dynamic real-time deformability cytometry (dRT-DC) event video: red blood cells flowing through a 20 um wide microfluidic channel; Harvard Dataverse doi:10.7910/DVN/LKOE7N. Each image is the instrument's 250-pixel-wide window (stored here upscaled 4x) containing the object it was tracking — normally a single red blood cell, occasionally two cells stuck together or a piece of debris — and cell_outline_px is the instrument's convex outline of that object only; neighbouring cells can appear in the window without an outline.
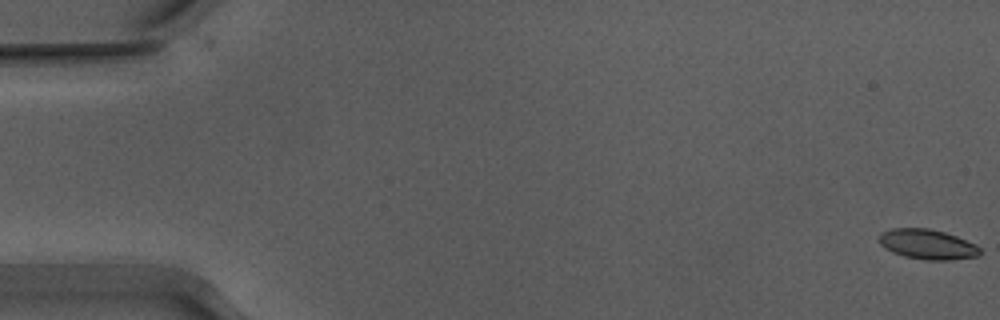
{"species": "Egyptian fruit bat (a non-hibernating species)", "species_latin": "Rousettus aegyptiacus", "temperature_condition": "warm", "stored_images_in_passage": 9, "camera_frame_rate_fps": 3000, "um_per_image_px": 0.085, "animal": {"sex": "male"}, "frame": {"image": 1, "passage_image": 1, "time_ms": 0.0, "image_size_px": [1000, 320], "cell_outline_px": [[980, 256], [948, 260], [928, 260], [904, 256], [892, 252], [884, 248], [880, 244], [880, 232], [892, 228], [928, 228], [944, 232], [956, 236], [976, 244], [980, 248]], "centroid_in_image_um": [78.83, 20.76], "position_along_channel_um": 6.2, "area_um2": 17.63}}